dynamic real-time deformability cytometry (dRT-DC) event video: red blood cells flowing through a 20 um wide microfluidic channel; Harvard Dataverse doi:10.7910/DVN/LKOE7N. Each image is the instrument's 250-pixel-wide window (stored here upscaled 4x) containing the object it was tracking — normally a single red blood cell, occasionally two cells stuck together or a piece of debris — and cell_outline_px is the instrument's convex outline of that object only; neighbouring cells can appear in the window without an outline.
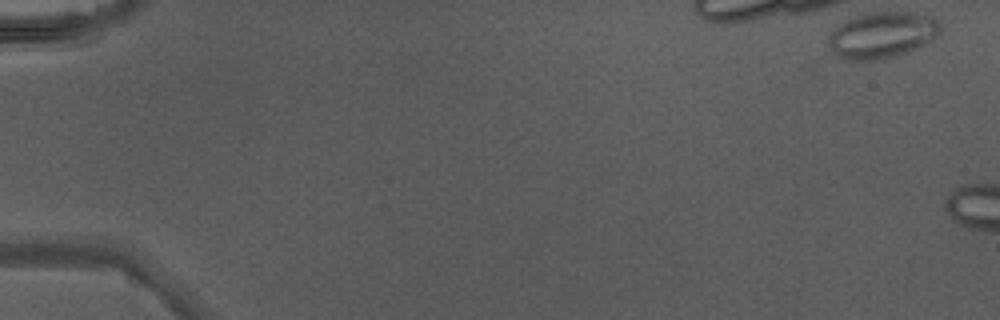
{"species": "Egyptian fruit bat (a non-hibernating species)", "species_latin": "Rousettus aegyptiacus", "temperature_condition": "warm", "stored_images_in_passage": 3, "camera_frame_rate_fps": 3000, "um_per_image_px": 0.085, "animal": {"sex": "male"}, "frame": {"image": 1, "passage_image": 1, "time_ms": 0.0, "image_size_px": [1000, 320], "cell_outline_px": [[940, 32], [932, 40], [916, 48], [880, 60], [844, 60], [836, 56], [828, 44], [828, 36], [840, 24], [856, 16], [868, 12], [908, 12], [932, 16], [940, 24]], "centroid_in_image_um": [74.96, 2.98], "position_along_channel_um": 10.0, "area_um2": 29.88}}